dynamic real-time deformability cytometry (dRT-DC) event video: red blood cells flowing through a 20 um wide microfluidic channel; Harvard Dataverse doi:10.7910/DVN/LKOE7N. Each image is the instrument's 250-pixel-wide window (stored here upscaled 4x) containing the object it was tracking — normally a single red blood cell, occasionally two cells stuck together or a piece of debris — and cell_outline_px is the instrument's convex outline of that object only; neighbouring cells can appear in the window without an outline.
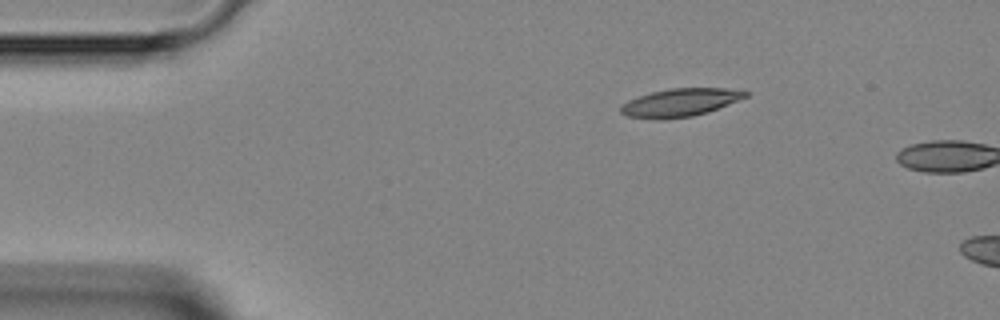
{"species": "Egyptian fruit bat (a non-hibernating species)", "species_latin": "Rousettus aegyptiacus", "temperature_condition": "room temperature", "stored_images_in_passage": 2, "camera_frame_rate_fps": 3000, "um_per_image_px": 0.085, "animal": {"sex": "female"}, "frame": {"image": 1, "passage_image": 1, "time_ms": 0.0, "image_size_px": [1000, 320], "cell_outline_px": [[752, 92], [748, 96], [708, 112], [692, 116], [660, 120], [652, 120], [628, 116], [620, 112], [620, 108], [628, 100], [652, 92], [668, 88], [744, 88]], "centroid_in_image_um": [57.88, 8.7], "position_along_channel_um": 27.1, "area_um2": 20.63}}